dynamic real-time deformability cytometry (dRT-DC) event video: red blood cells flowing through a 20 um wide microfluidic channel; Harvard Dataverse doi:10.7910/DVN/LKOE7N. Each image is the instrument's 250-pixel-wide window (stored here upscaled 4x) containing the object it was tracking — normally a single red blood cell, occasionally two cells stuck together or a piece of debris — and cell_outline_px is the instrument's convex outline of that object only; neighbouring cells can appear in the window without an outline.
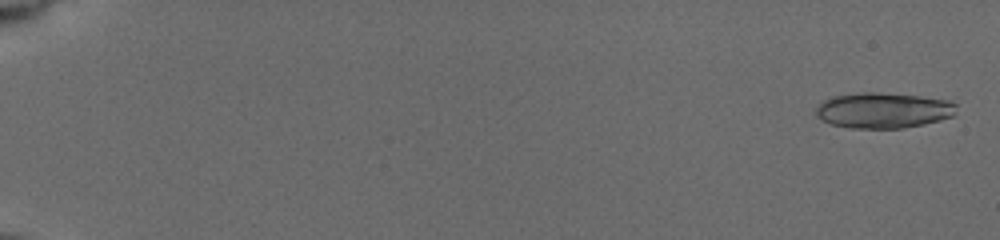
{"species": "common noctule bat (a hibernating species)", "species_latin": "Nyctalus noctula", "temperature_condition": "cold", "stored_images_in_passage": 31, "camera_frame_rate_fps": 3000, "um_per_image_px": 0.085, "animal": {"sex": "female", "body_mass_g": 19.5, "forearm_length_mm": 54.1}, "frame": {"image": 1, "passage_image": 2, "time_ms": 0.333, "image_size_px": [1000, 240], "cell_outline_px": [[956, 104], [952, 116], [940, 120], [924, 124], [904, 128], [848, 128], [832, 124], [816, 116], [816, 108], [824, 100], [832, 96], [860, 92], [880, 92], [920, 96], [948, 100]], "centroid_in_image_um": [75.06, 9.37], "position_along_channel_um": 9.9, "area_um2": 29.07}}
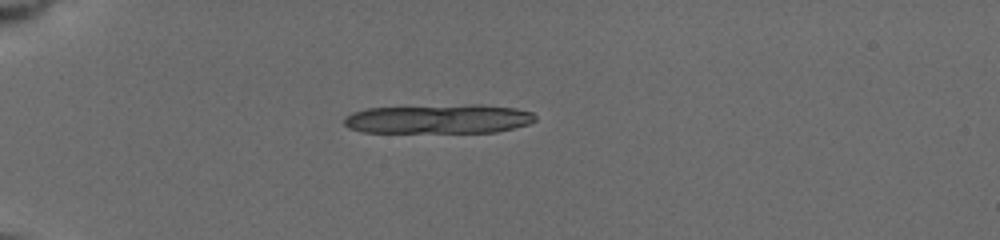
{"frame": {"image": 2, "passage_image": 27, "time_ms": 5.333, "image_size_px": [1000, 240], "cell_outline_px": [[536, 120], [528, 124], [496, 132], [364, 132], [348, 128], [344, 124], [344, 116], [352, 112], [368, 108], [468, 104], [480, 104], [516, 108], [532, 112], [536, 116]], "centroid_in_image_um": [37.29, 10.1], "position_along_channel_um": 47.7, "area_um2": 32.71}}